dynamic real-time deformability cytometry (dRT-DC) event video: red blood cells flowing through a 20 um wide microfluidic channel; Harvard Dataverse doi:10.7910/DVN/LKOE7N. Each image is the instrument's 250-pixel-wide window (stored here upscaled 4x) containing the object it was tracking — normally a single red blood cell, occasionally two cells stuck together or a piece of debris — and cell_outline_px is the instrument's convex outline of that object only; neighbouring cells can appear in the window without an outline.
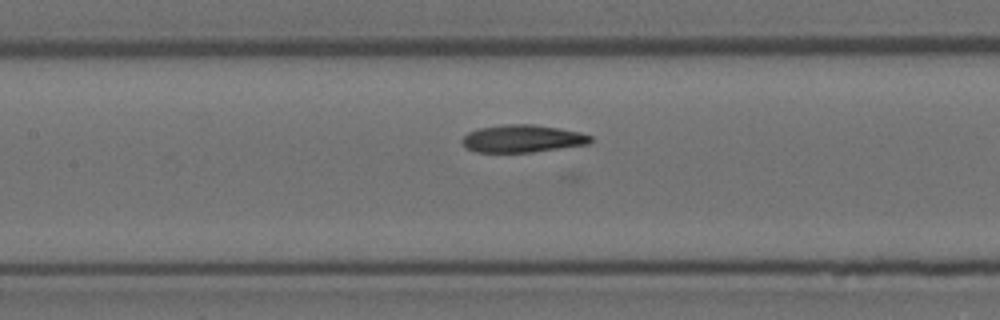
{"species": "Egyptian fruit bat (a non-hibernating species)", "species_latin": "Rousettus aegyptiacus", "temperature_condition": "room temperature", "stored_images_in_passage": 12, "camera_frame_rate_fps": 3000, "um_per_image_px": 0.085, "animal": {"sex": "female"}, "frame": {"image": 1, "passage_image": 11, "time_ms": 3.333, "image_size_px": [1000, 320], "cell_outline_px": [[592, 144], [532, 152], [476, 152], [468, 148], [460, 140], [468, 132], [480, 128], [504, 124], [532, 124], [580, 132], [592, 136]], "centroid_in_image_um": [44.44, 11.79], "position_along_channel_um": 163.0, "area_um2": 20.58}}